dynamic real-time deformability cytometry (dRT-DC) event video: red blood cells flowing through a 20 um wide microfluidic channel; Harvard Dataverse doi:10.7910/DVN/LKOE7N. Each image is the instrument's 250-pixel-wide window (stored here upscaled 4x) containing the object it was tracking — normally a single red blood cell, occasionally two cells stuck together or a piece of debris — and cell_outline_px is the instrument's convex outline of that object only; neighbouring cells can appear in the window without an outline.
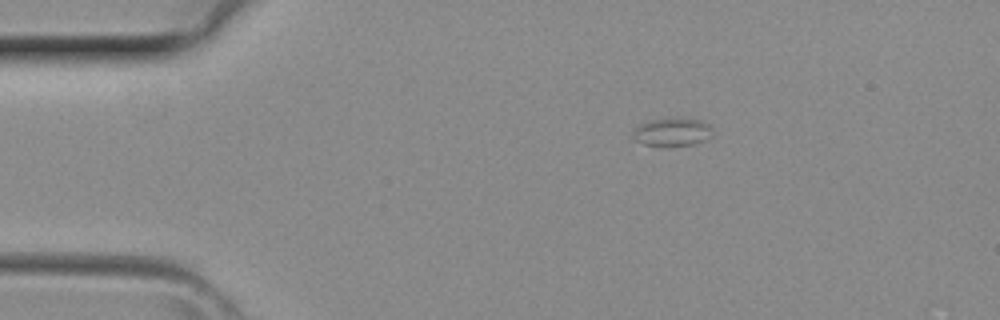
{"species": "common noctule bat (a hibernating species)", "species_latin": "Nyctalus noctula", "temperature_condition": "room temperature", "stored_images_in_passage": 2, "camera_frame_rate_fps": 3000, "um_per_image_px": 0.085, "animal": {"sex": "female", "body_mass_g": 29.2, "forearm_length_mm": 56.3}, "frame": {"image": 1, "passage_image": 1, "time_ms": 0.0, "image_size_px": [1000, 320], "cell_outline_px": [[712, 136], [708, 140], [692, 144], [644, 144], [636, 140], [632, 136], [632, 132], [640, 124], [648, 120], [700, 120], [708, 124], [712, 128]], "centroid_in_image_um": [57.17, 11.23], "position_along_channel_um": 27.8, "area_um2": 12.31}}